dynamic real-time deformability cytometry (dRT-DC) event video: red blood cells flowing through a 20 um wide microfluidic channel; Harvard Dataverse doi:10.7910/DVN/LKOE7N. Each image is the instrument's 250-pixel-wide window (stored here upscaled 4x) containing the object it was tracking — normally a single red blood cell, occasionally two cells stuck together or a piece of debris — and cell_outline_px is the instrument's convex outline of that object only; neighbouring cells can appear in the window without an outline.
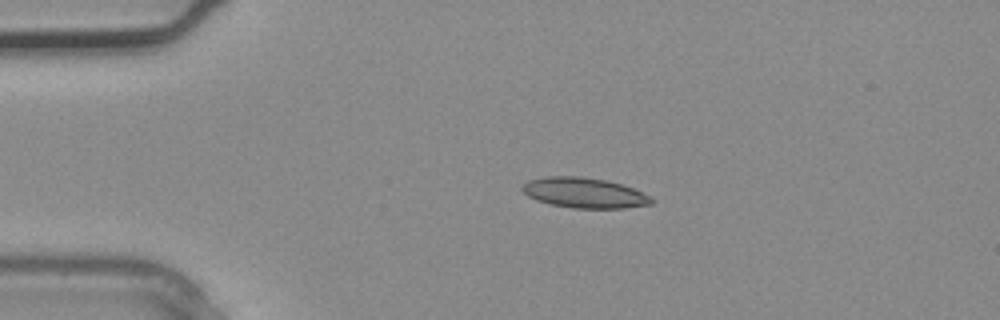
{"species": "common noctule bat (a hibernating species)", "species_latin": "Nyctalus noctula", "temperature_condition": "warm", "stored_images_in_passage": 2, "camera_frame_rate_fps": 3000, "um_per_image_px": 0.085, "animal": {"sex": "male", "body_mass_g": 20.4}, "frame": {"image": 1, "passage_image": 2, "time_ms": 0.333, "image_size_px": [1000, 320], "cell_outline_px": [[652, 204], [624, 208], [572, 208], [552, 204], [536, 200], [528, 196], [520, 188], [528, 180], [548, 176], [580, 176], [608, 180], [632, 188], [648, 196], [652, 200]], "centroid_in_image_um": [49.62, 16.38], "position_along_channel_um": 35.4, "area_um2": 22.6}}